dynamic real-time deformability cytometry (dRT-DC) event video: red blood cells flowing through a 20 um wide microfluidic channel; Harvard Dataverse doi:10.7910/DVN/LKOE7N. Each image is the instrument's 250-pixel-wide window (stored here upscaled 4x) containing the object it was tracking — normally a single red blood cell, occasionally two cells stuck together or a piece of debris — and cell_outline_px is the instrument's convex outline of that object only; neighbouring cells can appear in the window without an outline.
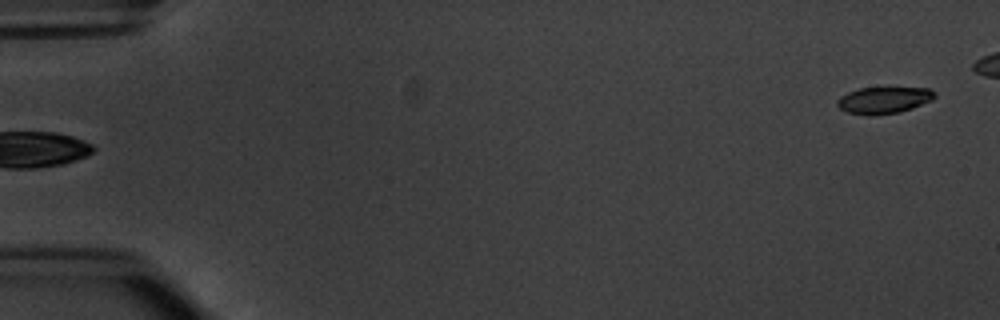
{"species": "common noctule bat (a hibernating species)", "species_latin": "Nyctalus noctula", "temperature_condition": "warm", "stored_images_in_passage": 47, "camera_frame_rate_fps": 3000, "um_per_image_px": 0.085, "animal": {"sex": "male", "body_mass_g": 20.1, "forearm_length_mm": 53.5}, "frame": {"image": 1, "passage_image": 1, "time_ms": 0.0, "image_size_px": [1000, 320], "cell_outline_px": [[936, 96], [932, 100], [912, 108], [900, 112], [868, 116], [848, 112], [840, 108], [836, 104], [836, 100], [840, 96], [848, 92], [860, 88], [888, 84], [928, 88], [936, 92]], "centroid_in_image_um": [75.16, 8.45], "position_along_channel_um": 9.8, "area_um2": 16.13}}
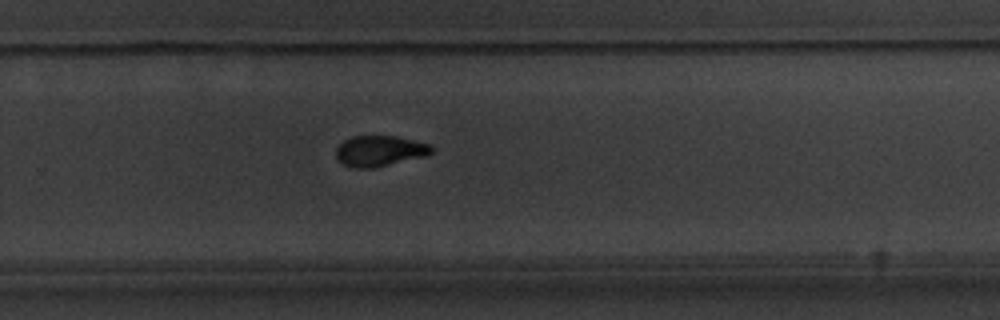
{"frame": {"image": 2, "passage_image": 35, "time_ms": 11.333, "image_size_px": [1000, 320], "cell_outline_px": [[432, 152], [428, 156], [372, 168], [356, 168], [344, 164], [336, 156], [336, 148], [344, 140], [352, 136], [396, 136], [432, 144]], "centroid_in_image_um": [32.31, 12.82], "position_along_channel_um": 297.5, "area_um2": 17.11}}
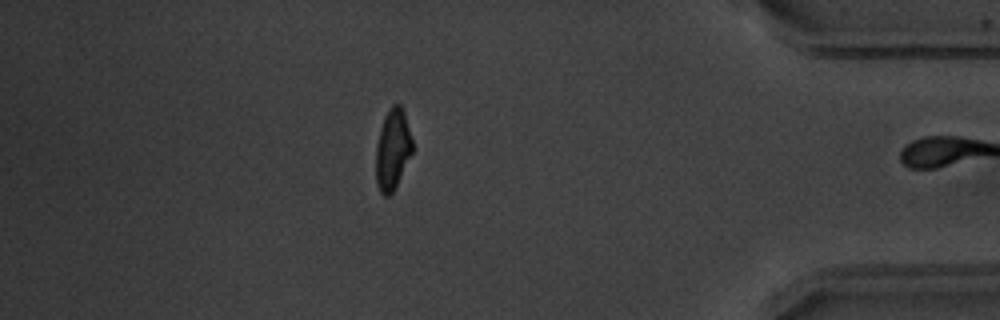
{"frame": {"image": 3, "passage_image": 46, "time_ms": 15.0, "image_size_px": [1000, 320], "cell_outline_px": [[412, 152], [392, 192], [388, 196], [384, 196], [380, 192], [376, 184], [376, 144], [380, 128], [384, 116], [388, 108], [392, 104], [400, 104], [404, 108], [412, 140]], "centroid_in_image_um": [33.36, 12.64], "position_along_channel_um": 401.8, "area_um2": 17.17}, "authors_computed_cell_mechanics": {"area_um2": 17.3978, "velocity_mm_per_s": 3.8261, "shape_relaxation_time_tau1_ms": 3.1362, "shape_relaxation_time_tau2_ms": 2.5068, "deformation_change_tau1": 0.1634, "deformation_change_tau2": 0.0781}}